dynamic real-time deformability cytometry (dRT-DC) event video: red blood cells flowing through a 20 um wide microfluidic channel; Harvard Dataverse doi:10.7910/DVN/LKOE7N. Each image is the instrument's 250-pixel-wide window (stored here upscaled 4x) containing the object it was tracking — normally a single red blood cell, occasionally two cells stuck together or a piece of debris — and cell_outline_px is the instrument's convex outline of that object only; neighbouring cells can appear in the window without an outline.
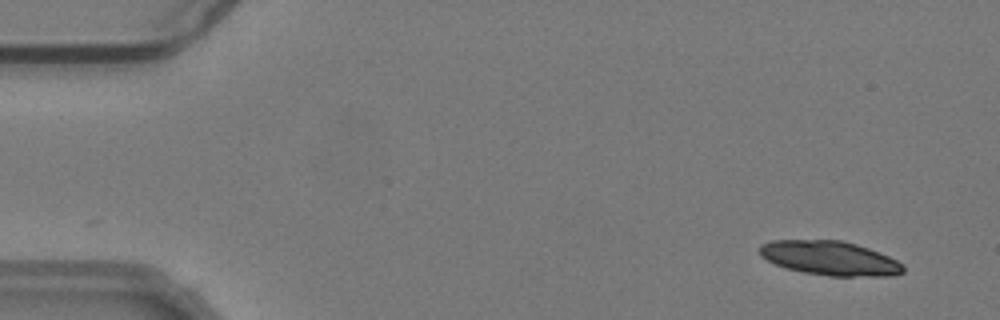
{"species": "common noctule bat (a hibernating species)", "species_latin": "Nyctalus noctula", "temperature_condition": "warm", "stored_images_in_passage": 51, "camera_frame_rate_fps": 3000, "um_per_image_px": 0.085, "animal": {"sex": "male", "body_mass_g": 19.2, "forearm_length_mm": 51.8}, "frame": {"image": 1, "passage_image": 1, "time_ms": 0.0, "image_size_px": [1000, 320], "cell_outline_px": [[904, 272], [896, 276], [828, 276], [804, 272], [788, 268], [776, 264], [760, 256], [760, 244], [772, 240], [840, 240], [856, 244], [868, 248], [888, 256], [904, 264]], "centroid_in_image_um": [70.57, 21.95], "position_along_channel_um": 14.4, "area_um2": 28.61}, "authors_computed_cell_mechanics": {"area_um2": 18.8428, "velocity_mm_per_s": 3.777, "shape_relaxation_time_tau1_ms": 3.8462, "shape_relaxation_time_tau2_ms": 3.7753, "deformation_change_tau1": 0.1176, "deformation_change_tau2": 0.0641}}